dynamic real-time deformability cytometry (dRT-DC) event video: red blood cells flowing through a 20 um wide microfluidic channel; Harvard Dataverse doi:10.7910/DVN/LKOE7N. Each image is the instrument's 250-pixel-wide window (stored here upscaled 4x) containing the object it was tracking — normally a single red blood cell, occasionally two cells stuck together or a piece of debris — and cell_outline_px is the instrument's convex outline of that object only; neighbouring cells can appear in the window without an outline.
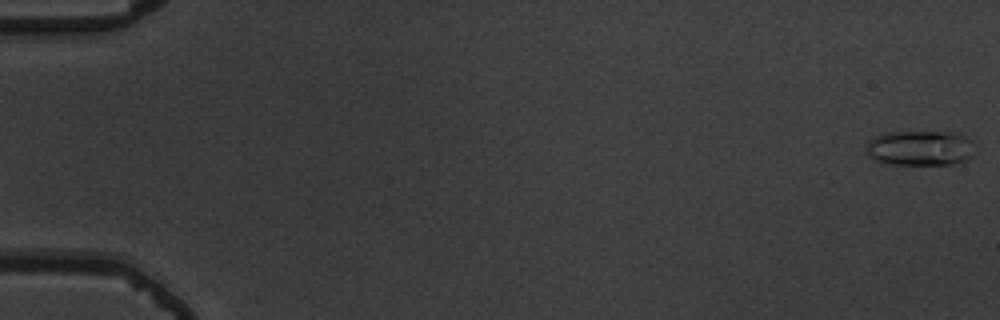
{"species": "common noctule bat (a hibernating species)", "species_latin": "Nyctalus noctula", "temperature_condition": "warm", "stored_images_in_passage": 54, "camera_frame_rate_fps": 3000, "um_per_image_px": 0.085, "animal": {"sex": "male", "body_mass_g": 19.5, "forearm_length_mm": 54.6}, "frame": {"image": 1, "passage_image": 1, "time_ms": 0.0, "image_size_px": [1000, 320], "cell_outline_px": [[976, 156], [952, 164], [892, 164], [876, 160], [864, 148], [864, 144], [868, 140], [876, 136], [888, 132], [960, 132], [972, 140], [976, 144]], "centroid_in_image_um": [78.3, 12.57], "position_along_channel_um": 6.7, "area_um2": 22.66}}
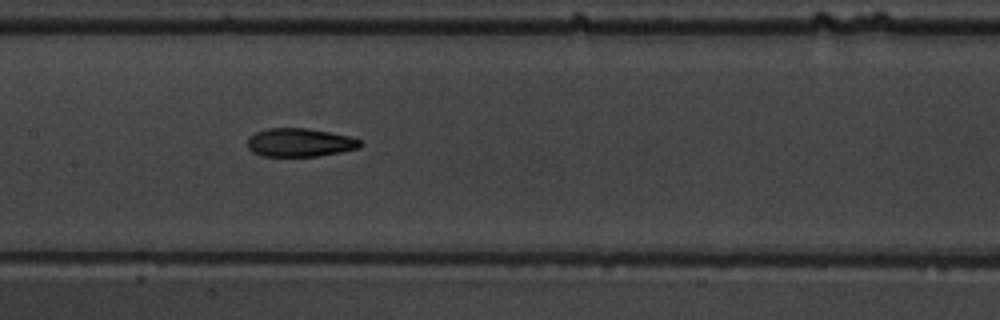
{"frame": {"image": 2, "passage_image": 28, "time_ms": 9.0, "image_size_px": [1000, 320], "cell_outline_px": [[364, 144], [360, 148], [320, 156], [264, 156], [252, 152], [248, 148], [248, 136], [256, 132], [268, 128], [304, 128], [328, 132], [348, 136], [360, 140]], "centroid_in_image_um": [25.48, 12.12], "position_along_channel_um": 181.9, "area_um2": 18.67}}
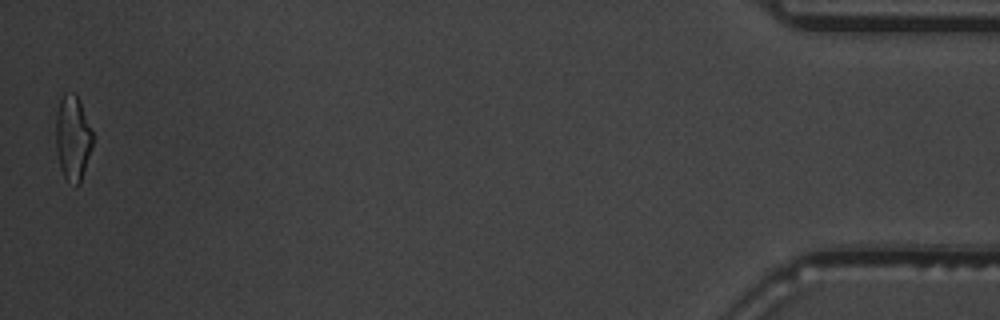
{"frame": {"image": 3, "passage_image": 54, "time_ms": 17.667, "image_size_px": [1000, 320], "cell_outline_px": [[92, 148], [80, 184], [76, 184], [68, 180], [64, 176], [60, 168], [56, 152], [56, 116], [60, 100], [64, 92], [76, 92], [80, 100], [92, 132]], "centroid_in_image_um": [6.18, 11.69], "position_along_channel_um": 429.0, "area_um2": 18.26}, "authors_computed_cell_mechanics": {"area_um2": 18.6694, "velocity_mm_per_s": 3.846, "shape_relaxation_time_tau1_ms": 7.2362, "shape_relaxation_time_tau2_ms": 2.6207, "deformation_change_tau1": 0.2386, "deformation_change_tau2": 0.1048}}